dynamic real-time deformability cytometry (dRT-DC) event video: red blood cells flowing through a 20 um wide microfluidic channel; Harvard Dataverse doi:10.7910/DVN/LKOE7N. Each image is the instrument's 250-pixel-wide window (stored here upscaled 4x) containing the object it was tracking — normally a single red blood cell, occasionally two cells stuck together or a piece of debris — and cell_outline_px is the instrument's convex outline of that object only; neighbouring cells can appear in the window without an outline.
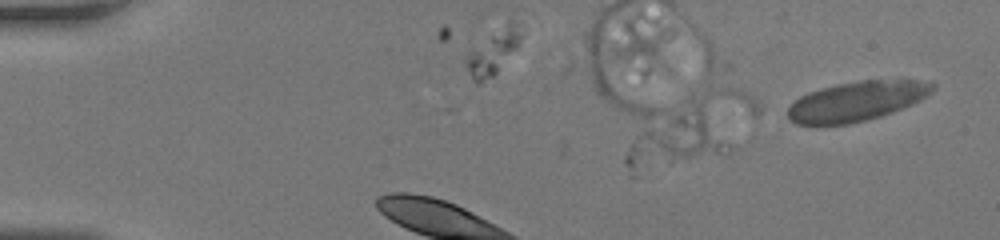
{"species": "human", "species_latin": "Homo sapiens", "temperature_condition": "room temperature", "stored_images_in_passage": 2, "camera_frame_rate_fps": 3000, "um_per_image_px": 0.085, "donor": {"sex": "female"}, "frame": {"image": 1, "passage_image": 2, "time_ms": 0.333, "image_size_px": [1000, 240], "cell_outline_px": [[936, 88], [932, 92], [920, 100], [912, 104], [892, 112], [868, 120], [848, 124], [816, 128], [796, 124], [788, 120], [788, 108], [792, 100], [808, 92], [836, 84], [860, 80], [916, 80], [936, 84]], "centroid_in_image_um": [72.72, 8.64], "position_along_channel_um": 12.3, "area_um2": 34.22}}